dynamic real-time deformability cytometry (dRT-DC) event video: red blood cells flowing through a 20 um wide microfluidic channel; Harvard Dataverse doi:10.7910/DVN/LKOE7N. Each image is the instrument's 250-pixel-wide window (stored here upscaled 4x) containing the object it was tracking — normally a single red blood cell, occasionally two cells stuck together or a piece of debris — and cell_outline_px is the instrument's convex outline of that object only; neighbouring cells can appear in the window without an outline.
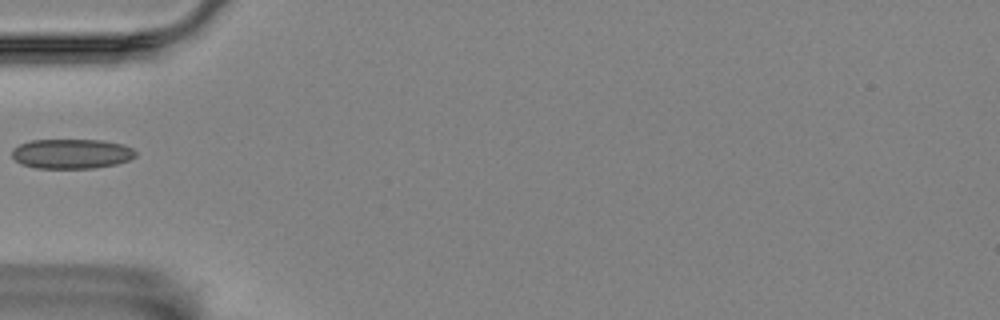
{"species": "Egyptian fruit bat (a non-hibernating species)", "species_latin": "Rousettus aegyptiacus", "temperature_condition": "room temperature", "stored_images_in_passage": 39, "camera_frame_rate_fps": 3000, "um_per_image_px": 0.085, "animal": {"sex": "female"}, "frame": {"image": 1, "passage_image": 1, "time_ms": 0.0, "image_size_px": [1000, 320], "cell_outline_px": [[136, 156], [128, 160], [116, 164], [92, 168], [36, 168], [20, 164], [12, 156], [12, 148], [20, 144], [32, 140], [104, 140], [124, 144], [132, 148], [136, 152]], "centroid_in_image_um": [6.08, 13.06], "position_along_channel_um": 78.9, "area_um2": 21.5}}
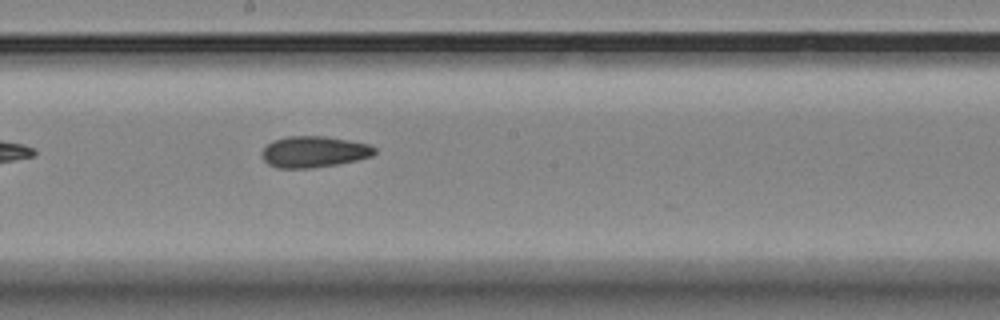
{"frame": {"image": 2, "passage_image": 13, "time_ms": 4.0, "image_size_px": [1000, 320], "cell_outline_px": [[376, 152], [372, 156], [356, 160], [336, 164], [312, 168], [276, 168], [268, 164], [264, 160], [260, 152], [272, 140], [288, 136], [324, 136], [348, 140], [368, 144], [376, 148]], "centroid_in_image_um": [26.66, 12.9], "position_along_channel_um": 221.5, "area_um2": 20.52}}
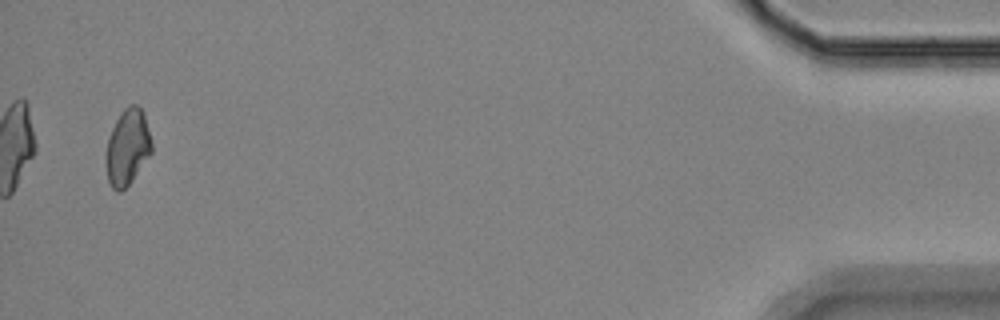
{"frame": {"image": 3, "passage_image": 37, "time_ms": 12.0, "image_size_px": [1000, 320], "cell_outline_px": [[152, 152], [132, 180], [120, 192], [116, 192], [112, 188], [108, 180], [104, 160], [104, 156], [108, 140], [112, 128], [120, 112], [128, 104], [136, 104], [144, 112], [152, 144]], "centroid_in_image_um": [10.82, 12.5], "position_along_channel_um": 424.4, "area_um2": 20.4}}